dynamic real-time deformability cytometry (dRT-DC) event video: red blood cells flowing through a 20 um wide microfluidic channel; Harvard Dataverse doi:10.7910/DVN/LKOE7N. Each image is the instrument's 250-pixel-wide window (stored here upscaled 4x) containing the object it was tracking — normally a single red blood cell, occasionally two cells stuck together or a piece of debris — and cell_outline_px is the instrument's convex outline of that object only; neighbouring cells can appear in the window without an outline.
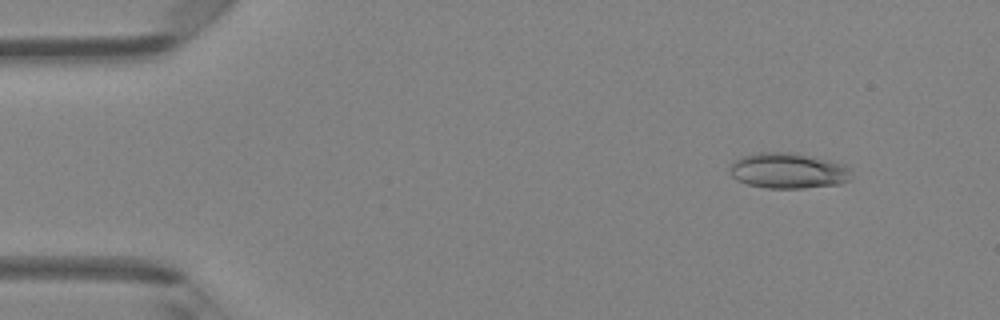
{"species": "Egyptian fruit bat (a non-hibernating species)", "species_latin": "Rousettus aegyptiacus", "temperature_condition": "room temperature", "stored_images_in_passage": 45, "camera_frame_rate_fps": 3000, "um_per_image_px": 0.085, "animal": {"sex": "female"}, "frame": {"image": 1, "passage_image": 3, "time_ms": 0.667, "image_size_px": [1000, 320], "cell_outline_px": [[852, 180], [840, 184], [804, 188], [764, 188], [748, 184], [736, 180], [732, 176], [728, 168], [736, 160], [744, 156], [760, 152], [788, 152], [828, 160], [844, 164], [852, 172]], "centroid_in_image_um": [67.01, 14.53], "position_along_channel_um": 18.0, "area_um2": 25.2}}
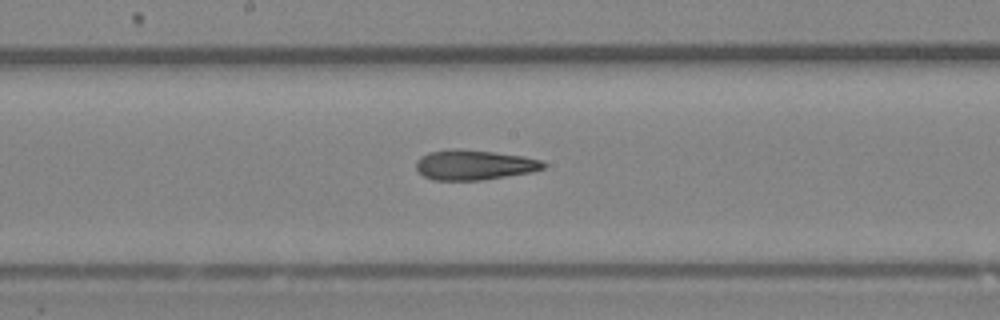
{"frame": {"image": 2, "passage_image": 23, "time_ms": 7.333, "image_size_px": [1000, 320], "cell_outline_px": [[548, 164], [544, 168], [532, 172], [480, 180], [432, 180], [424, 176], [416, 168], [416, 160], [420, 156], [428, 152], [492, 152], [524, 156], [540, 160]], "centroid_in_image_um": [40.35, 14.06], "position_along_channel_um": 207.9, "area_um2": 21.33}}
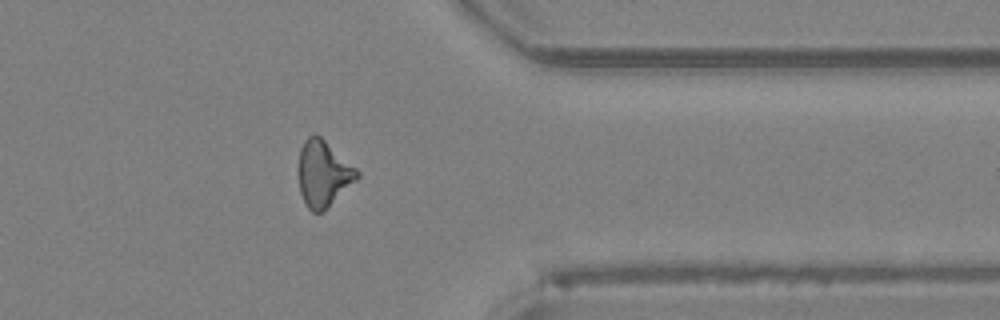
{"frame": {"image": 3, "passage_image": 36, "time_ms": 11.667, "image_size_px": [1000, 320], "cell_outline_px": [[360, 176], [324, 212], [312, 212], [308, 208], [300, 192], [300, 148], [304, 140], [308, 136], [320, 136], [356, 168], [360, 172]], "centroid_in_image_um": [27.5, 14.79], "position_along_channel_um": 383.9, "area_um2": 22.08}, "authors_computed_cell_mechanics": {"area_um2": 22.4842, "velocity_mm_per_s": 4.3033, "shape_relaxation_time_tau1_ms": null, "shape_relaxation_time_tau2_ms": 3.5156, "deformation_change_tau1": null, "deformation_change_tau2": 0.1429}}